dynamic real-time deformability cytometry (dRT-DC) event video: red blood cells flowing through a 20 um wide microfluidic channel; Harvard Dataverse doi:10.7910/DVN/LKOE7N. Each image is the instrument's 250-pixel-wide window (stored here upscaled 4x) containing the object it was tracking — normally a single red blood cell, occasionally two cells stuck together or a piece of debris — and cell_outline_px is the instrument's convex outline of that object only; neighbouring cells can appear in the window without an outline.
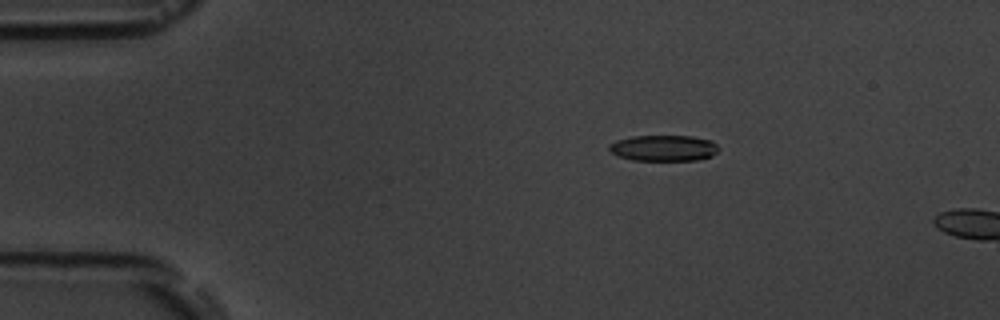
{"species": "common noctule bat (a hibernating species)", "species_latin": "Nyctalus noctula", "temperature_condition": "room temperature", "stored_images_in_passage": 2, "camera_frame_rate_fps": 3000, "um_per_image_px": 0.085, "animal": {"sex": "male", "body_mass_g": 19.5, "forearm_length_mm": 54.6}, "frame": {"image": 1, "passage_image": 1, "time_ms": 0.0, "image_size_px": [1000, 320], "cell_outline_px": [[720, 148], [712, 156], [696, 160], [632, 160], [620, 156], [612, 152], [608, 148], [608, 144], [616, 140], [632, 136], [692, 136], [712, 140]], "centroid_in_image_um": [56.42, 12.58], "position_along_channel_um": 28.6, "area_um2": 16.59}}